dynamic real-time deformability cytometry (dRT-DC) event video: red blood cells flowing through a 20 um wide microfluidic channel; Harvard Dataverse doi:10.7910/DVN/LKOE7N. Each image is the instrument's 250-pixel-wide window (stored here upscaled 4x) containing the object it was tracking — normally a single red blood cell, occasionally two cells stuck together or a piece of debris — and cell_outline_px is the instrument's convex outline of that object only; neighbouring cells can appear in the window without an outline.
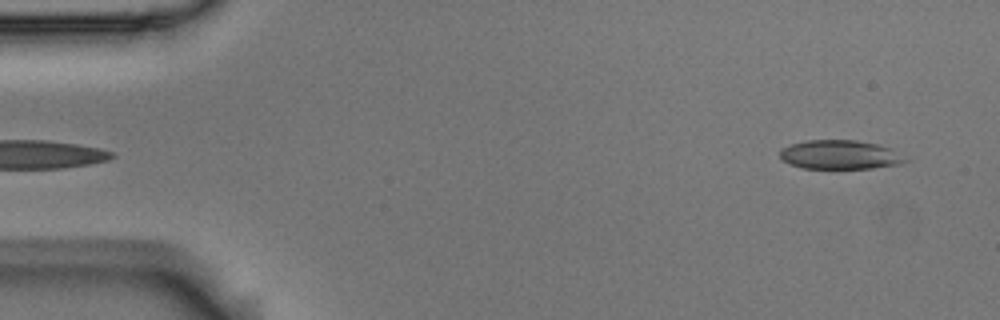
{"species": "Egyptian fruit bat (a non-hibernating species)", "species_latin": "Rousettus aegyptiacus", "temperature_condition": "room temperature", "stored_images_in_passage": 4, "segment_of_instrument_passage": [2, 2], "camera_frame_rate_fps": 3000, "um_per_image_px": 0.085, "animal": {"sex": "male"}, "frame": {"image": 1, "passage_image": 4, "time_ms": 1.0, "image_size_px": [1000, 320], "cell_outline_px": [[908, 160], [900, 164], [872, 168], [800, 168], [788, 164], [780, 156], [780, 148], [792, 144], [808, 140], [856, 140], [876, 144], [888, 148]], "centroid_in_image_um": [71.33, 13.15], "position_along_channel_um": 13.7, "area_um2": 20.92}}